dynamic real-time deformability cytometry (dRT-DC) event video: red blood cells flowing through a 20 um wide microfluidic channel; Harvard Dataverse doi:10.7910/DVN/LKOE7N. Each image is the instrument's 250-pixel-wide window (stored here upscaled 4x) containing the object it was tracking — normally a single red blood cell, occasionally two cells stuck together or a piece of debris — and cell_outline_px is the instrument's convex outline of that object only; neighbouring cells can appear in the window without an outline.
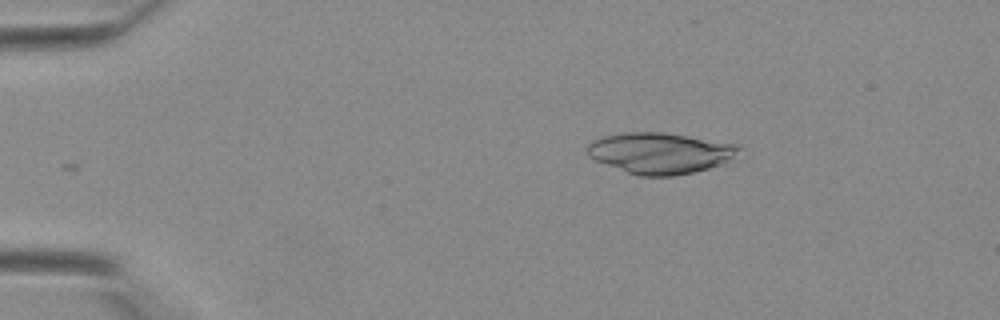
{"species": "Egyptian fruit bat (a non-hibernating species)", "species_latin": "Rousettus aegyptiacus", "temperature_condition": "warm", "stored_images_in_passage": 8, "camera_frame_rate_fps": 3000, "um_per_image_px": 0.085, "animal": {"sex": "female"}, "frame": {"image": 1, "passage_image": 1, "time_ms": 0.0, "image_size_px": [1000, 320], "cell_outline_px": [[740, 148], [724, 164], [692, 172], [672, 176], [640, 176], [628, 172], [596, 160], [588, 156], [588, 144], [592, 140], [604, 136], [624, 132], [660, 132], [740, 144]], "centroid_in_image_um": [56.1, 13.0], "position_along_channel_um": 28.9, "area_um2": 35.78}}